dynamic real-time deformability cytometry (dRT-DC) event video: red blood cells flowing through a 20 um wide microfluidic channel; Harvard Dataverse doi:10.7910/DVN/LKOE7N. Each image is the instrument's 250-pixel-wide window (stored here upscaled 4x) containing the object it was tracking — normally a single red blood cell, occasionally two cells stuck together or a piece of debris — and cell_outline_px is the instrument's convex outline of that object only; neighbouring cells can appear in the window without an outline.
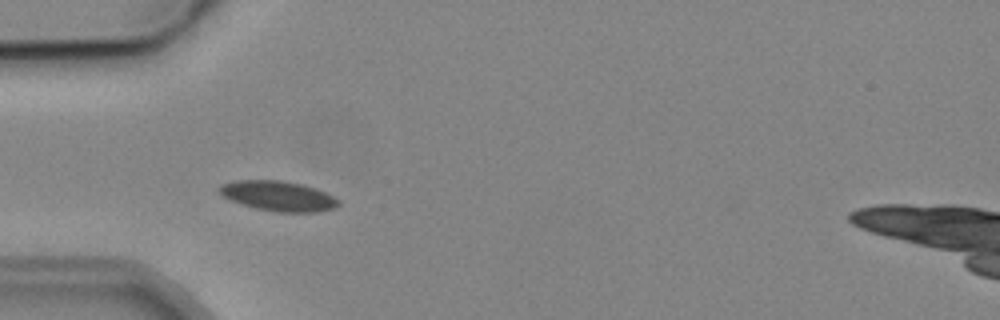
{"species": "common noctule bat (a hibernating species)", "species_latin": "Nyctalus noctula", "temperature_condition": "cold", "stored_images_in_passage": 4, "camera_frame_rate_fps": 3000, "um_per_image_px": 0.085, "animal": {"sex": "male", "body_mass_g": 19.2, "forearm_length_mm": 51.8}, "frame": {"image": 1, "passage_image": 3, "time_ms": 2.333, "image_size_px": [1000, 320], "cell_outline_px": [[340, 204], [336, 208], [316, 212], [276, 212], [256, 208], [232, 200], [224, 196], [216, 188], [220, 184], [236, 180], [280, 180], [300, 184], [316, 188], [340, 200]], "centroid_in_image_um": [23.66, 16.65], "position_along_channel_um": 61.3, "area_um2": 20.75}}